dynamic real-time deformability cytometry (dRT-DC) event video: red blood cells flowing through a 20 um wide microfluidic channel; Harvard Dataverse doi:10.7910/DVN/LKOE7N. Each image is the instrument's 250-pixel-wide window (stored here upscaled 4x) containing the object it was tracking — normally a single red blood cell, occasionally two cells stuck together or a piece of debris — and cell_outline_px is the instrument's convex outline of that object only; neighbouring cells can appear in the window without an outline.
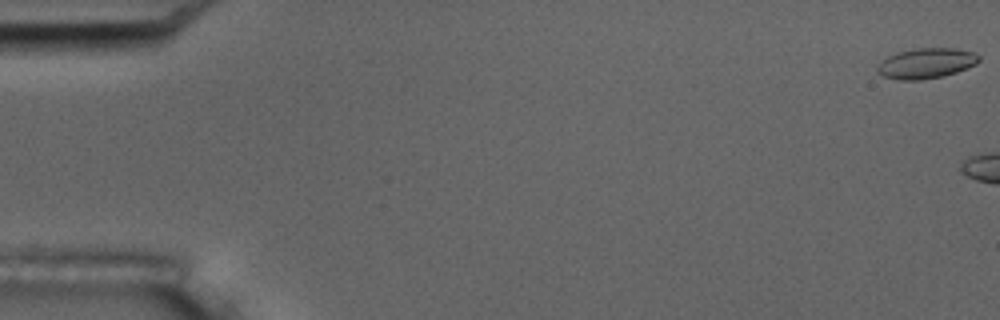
{"species": "common noctule bat (a hibernating species)", "species_latin": "Nyctalus noctula", "temperature_condition": "room temperature", "stored_images_in_passage": 5, "camera_frame_rate_fps": 3000, "um_per_image_px": 0.085, "animal": {"sex": "male", "body_mass_g": 17.5, "forearm_length_mm": 52.3}, "frame": {"image": 1, "passage_image": 1, "time_ms": 0.0, "image_size_px": [1000, 320], "cell_outline_px": [[980, 60], [976, 64], [956, 72], [944, 76], [920, 80], [896, 80], [884, 76], [876, 72], [876, 68], [880, 60], [888, 56], [900, 52], [916, 48], [952, 48], [972, 52], [980, 56]], "centroid_in_image_um": [78.69, 5.39], "position_along_channel_um": 6.3, "area_um2": 17.98}}